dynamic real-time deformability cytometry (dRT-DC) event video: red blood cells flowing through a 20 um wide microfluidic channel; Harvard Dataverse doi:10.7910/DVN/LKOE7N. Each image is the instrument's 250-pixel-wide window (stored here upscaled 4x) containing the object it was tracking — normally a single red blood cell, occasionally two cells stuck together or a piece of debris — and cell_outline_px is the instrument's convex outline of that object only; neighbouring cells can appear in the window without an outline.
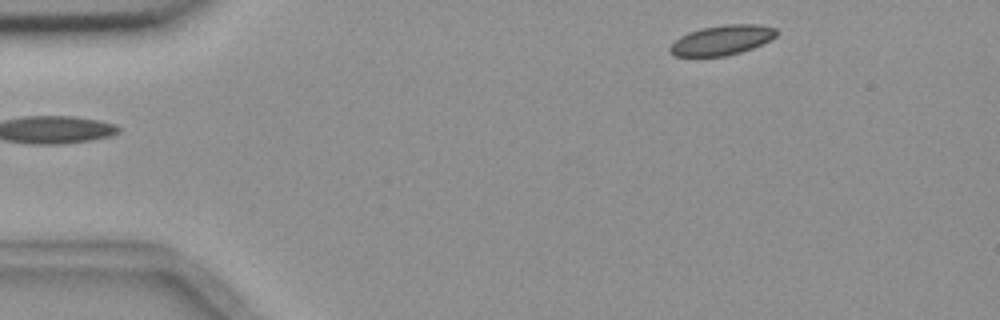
{"species": "common noctule bat (a hibernating species)", "species_latin": "Nyctalus noctula", "temperature_condition": "room temperature", "stored_images_in_passage": 3, "segment_of_instrument_passage": [2, 2], "camera_frame_rate_fps": 3000, "um_per_image_px": 0.085, "animal": {"sex": "female", "body_mass_g": 18.4}, "frame": {"image": 1, "passage_image": 3, "time_ms": 2.333, "image_size_px": [1000, 320], "cell_outline_px": [[776, 36], [752, 48], [740, 52], [724, 56], [672, 56], [668, 52], [668, 48], [680, 36], [688, 32], [700, 28], [724, 24], [756, 24], [776, 28]], "centroid_in_image_um": [61.3, 3.4], "position_along_channel_um": 23.7, "area_um2": 18.44}}